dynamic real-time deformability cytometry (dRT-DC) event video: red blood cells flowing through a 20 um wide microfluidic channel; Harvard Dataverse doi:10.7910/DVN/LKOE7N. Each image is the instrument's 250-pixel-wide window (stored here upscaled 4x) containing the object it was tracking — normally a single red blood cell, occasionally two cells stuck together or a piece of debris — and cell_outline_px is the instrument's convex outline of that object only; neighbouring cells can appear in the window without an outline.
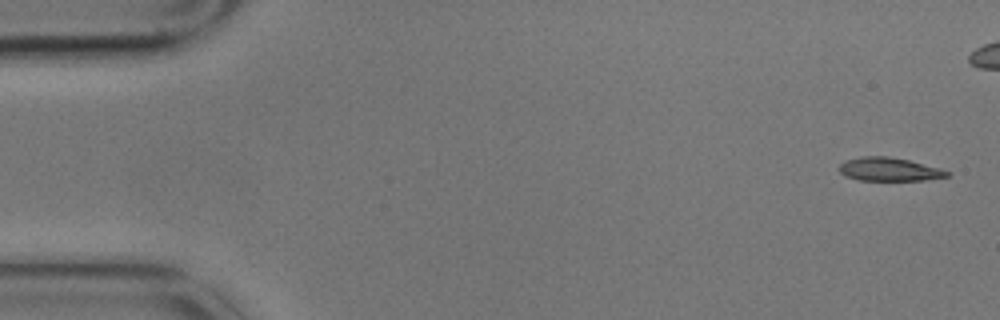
{"species": "common noctule bat (a hibernating species)", "species_latin": "Nyctalus noctula", "temperature_condition": "cold", "stored_images_in_passage": 3, "camera_frame_rate_fps": 3000, "um_per_image_px": 0.085, "animal": {"sex": "male", "body_mass_g": 17.9}, "frame": {"image": 1, "passage_image": 1, "time_ms": 0.0, "image_size_px": [1000, 320], "cell_outline_px": [[952, 172], [948, 176], [924, 180], [860, 180], [844, 176], [836, 168], [844, 160], [860, 156], [888, 156], [908, 160], [940, 168]], "centroid_in_image_um": [75.53, 14.38], "position_along_channel_um": 9.5, "area_um2": 14.85}}